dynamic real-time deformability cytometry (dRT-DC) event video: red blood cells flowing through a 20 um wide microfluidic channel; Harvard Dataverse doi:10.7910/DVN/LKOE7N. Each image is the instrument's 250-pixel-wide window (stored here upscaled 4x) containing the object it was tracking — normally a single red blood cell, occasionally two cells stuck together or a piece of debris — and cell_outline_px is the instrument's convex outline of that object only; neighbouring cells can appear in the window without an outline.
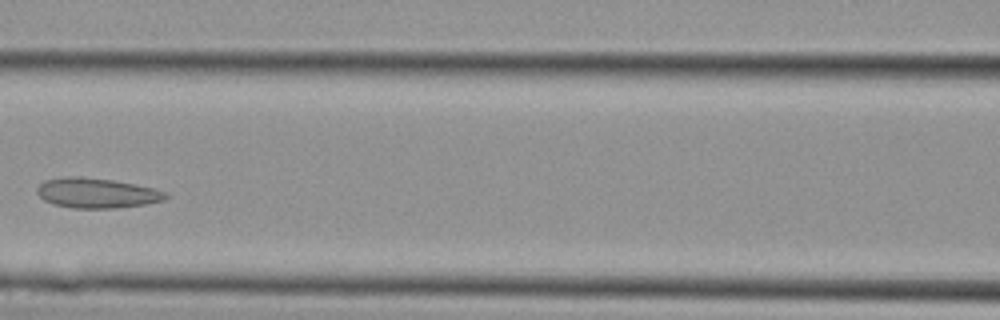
{"species": "Egyptian fruit bat (a non-hibernating species)", "species_latin": "Rousettus aegyptiacus", "temperature_condition": "cold", "stored_images_in_passage": 10, "camera_frame_rate_fps": 3000, "um_per_image_px": 0.085, "animal": {"sex": "female"}, "frame": {"image": 1, "passage_image": 7, "time_ms": 2.0, "image_size_px": [1000, 320], "cell_outline_px": [[168, 196], [164, 200], [144, 204], [116, 208], [72, 208], [52, 204], [44, 200], [36, 192], [36, 188], [44, 180], [68, 176], [76, 176], [112, 180], [152, 188], [168, 192]], "centroid_in_image_um": [8.19, 16.41], "position_along_channel_um": 158.4, "area_um2": 22.37}}
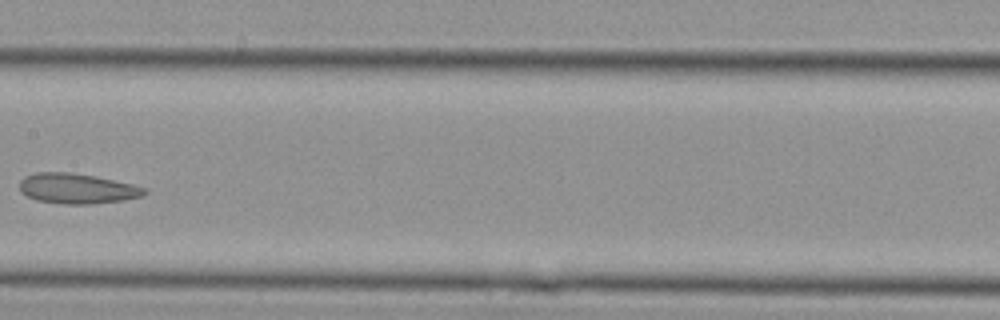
{"frame": {"image": 2, "passage_image": 9, "time_ms": 2.667, "image_size_px": [1000, 320], "cell_outline_px": [[148, 192], [144, 196], [124, 200], [92, 204], [64, 204], [36, 200], [20, 192], [20, 180], [24, 176], [36, 172], [68, 172], [96, 176], [132, 184], [148, 188]], "centroid_in_image_um": [6.57, 16.02], "position_along_channel_um": 200.8, "area_um2": 22.2}}